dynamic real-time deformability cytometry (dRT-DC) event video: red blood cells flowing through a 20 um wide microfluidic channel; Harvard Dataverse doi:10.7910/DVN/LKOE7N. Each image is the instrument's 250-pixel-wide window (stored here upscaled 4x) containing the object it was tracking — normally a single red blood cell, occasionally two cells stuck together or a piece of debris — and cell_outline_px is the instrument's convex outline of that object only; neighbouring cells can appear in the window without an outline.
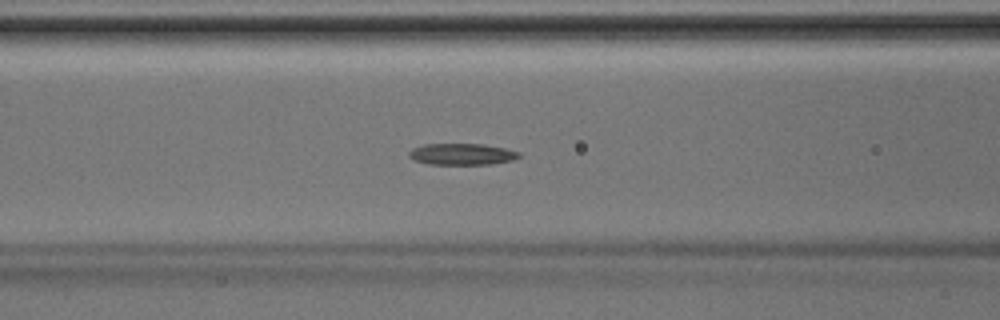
{"species": "Egyptian fruit bat (a non-hibernating species)", "species_latin": "Rousettus aegyptiacus", "temperature_condition": "room temperature", "stored_images_in_passage": 41, "segment_of_instrument_passage": [1, 2], "camera_frame_rate_fps": 3000, "um_per_image_px": 0.085, "animal": {"sex": "male"}, "frame": {"image": 1, "passage_image": 14, "time_ms": 4.333, "image_size_px": [1000, 320], "cell_outline_px": [[520, 156], [512, 160], [488, 164], [428, 164], [412, 160], [408, 156], [408, 152], [412, 148], [424, 144], [484, 144], [504, 148], [520, 152]], "centroid_in_image_um": [39.21, 13.1], "position_along_channel_um": 127.4, "area_um2": 13.76}}
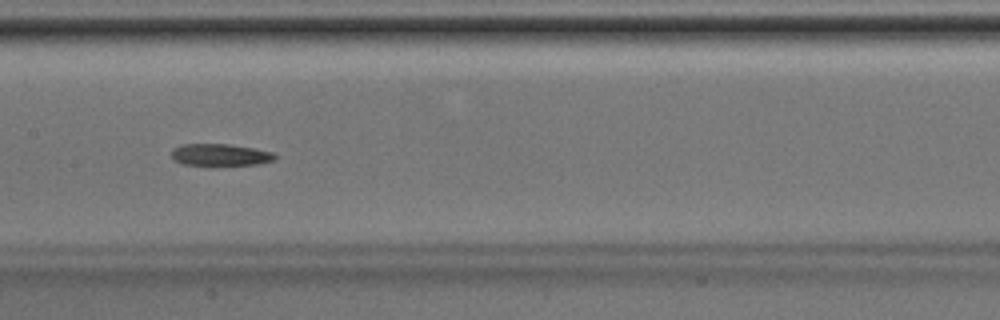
{"frame": {"image": 2, "passage_image": 18, "time_ms": 5.667, "image_size_px": [1000, 320], "cell_outline_px": [[276, 156], [272, 160], [256, 164], [184, 164], [172, 160], [172, 148], [180, 144], [228, 144], [252, 148], [272, 152]], "centroid_in_image_um": [18.64, 13.13], "position_along_channel_um": 188.8, "area_um2": 12.83}}
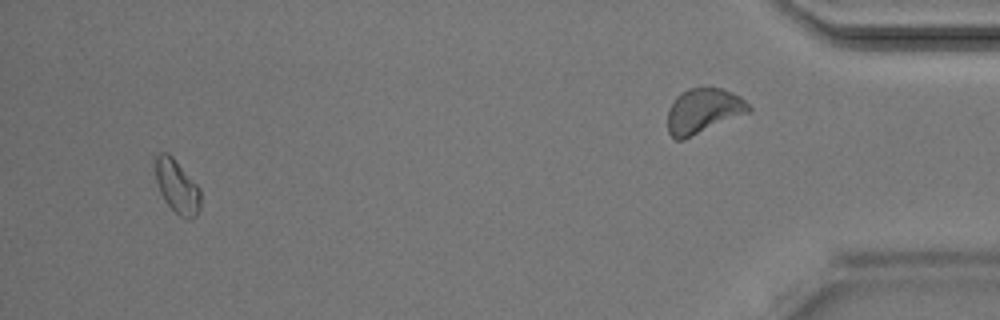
{"frame": {"image": 3, "passage_image": 38, "time_ms": 12.333, "image_size_px": [1000, 320], "cell_outline_px": [[200, 208], [196, 216], [188, 220], [180, 216], [164, 200], [160, 192], [156, 180], [156, 156], [160, 152], [168, 152], [172, 156], [200, 188]], "centroid_in_image_um": [15.06, 15.86], "position_along_channel_um": 420.1, "area_um2": 13.93}}